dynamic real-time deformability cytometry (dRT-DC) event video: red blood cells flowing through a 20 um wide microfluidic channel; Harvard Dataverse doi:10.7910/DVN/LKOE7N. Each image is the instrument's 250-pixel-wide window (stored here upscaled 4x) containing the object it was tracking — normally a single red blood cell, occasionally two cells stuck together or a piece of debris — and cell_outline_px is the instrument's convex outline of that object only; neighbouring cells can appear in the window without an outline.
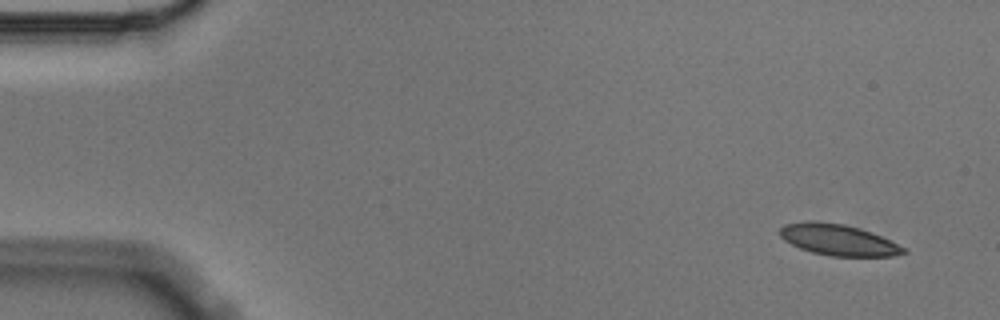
{"species": "Egyptian fruit bat (a non-hibernating species)", "species_latin": "Rousettus aegyptiacus", "temperature_condition": "cold", "stored_images_in_passage": 5, "camera_frame_rate_fps": 3000, "um_per_image_px": 0.085, "animal": {"sex": "male"}, "frame": {"image": 1, "passage_image": 1, "time_ms": 0.0, "image_size_px": [1000, 320], "cell_outline_px": [[908, 252], [892, 256], [828, 256], [812, 252], [800, 248], [784, 240], [780, 236], [780, 228], [784, 224], [808, 220], [816, 220], [844, 224], [860, 228], [872, 232], [908, 248]], "centroid_in_image_um": [71.27, 20.38], "position_along_channel_um": 13.7, "area_um2": 22.72}}